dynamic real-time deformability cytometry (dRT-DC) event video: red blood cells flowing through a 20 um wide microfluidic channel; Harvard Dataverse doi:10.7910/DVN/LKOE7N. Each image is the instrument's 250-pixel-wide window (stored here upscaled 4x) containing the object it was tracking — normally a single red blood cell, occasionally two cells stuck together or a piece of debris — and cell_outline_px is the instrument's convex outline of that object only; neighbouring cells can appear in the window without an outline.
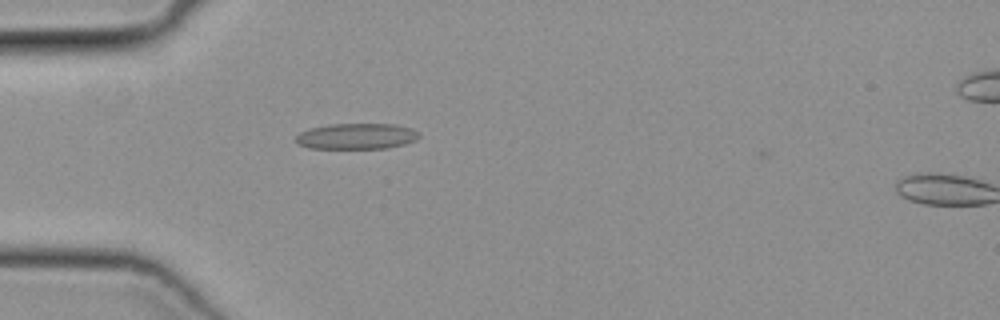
{"species": "common noctule bat (a hibernating species)", "species_latin": "Nyctalus noctula", "temperature_condition": "cold", "stored_images_in_passage": 46, "camera_frame_rate_fps": 3000, "um_per_image_px": 0.085, "animal": {"sex": "female", "body_mass_g": 19.3, "forearm_length_mm": 54.1}, "frame": {"image": 1, "passage_image": 11, "time_ms": 3.333, "image_size_px": [1000, 320], "cell_outline_px": [[420, 136], [416, 140], [404, 144], [388, 148], [308, 148], [300, 144], [296, 140], [296, 136], [300, 132], [312, 128], [328, 124], [396, 124], [412, 128]], "centroid_in_image_um": [30.33, 11.57], "position_along_channel_um": 54.7, "area_um2": 18.44}}
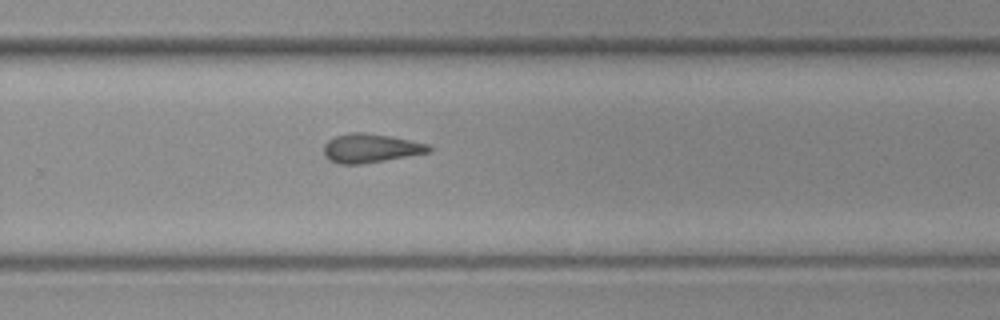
{"frame": {"image": 2, "passage_image": 29, "time_ms": 9.333, "image_size_px": [1000, 320], "cell_outline_px": [[432, 148], [428, 152], [384, 160], [360, 164], [340, 164], [324, 156], [324, 144], [328, 140], [336, 136], [348, 132], [364, 132], [392, 136], [428, 144]], "centroid_in_image_um": [31.47, 12.58], "position_along_channel_um": 298.3, "area_um2": 17.51}}
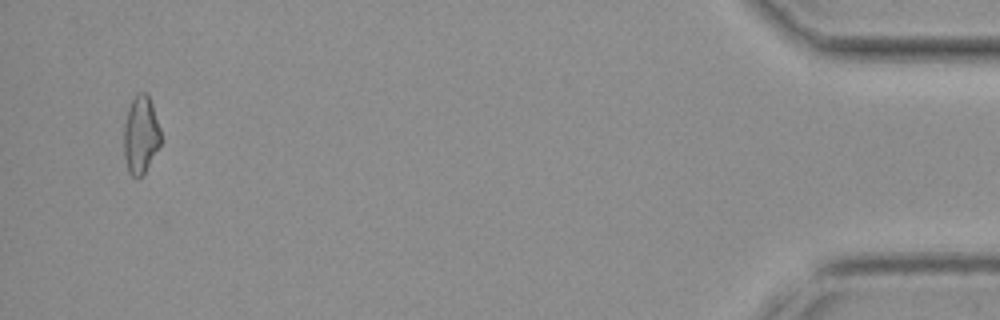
{"frame": {"image": 3, "passage_image": 44, "time_ms": 14.333, "image_size_px": [1000, 320], "cell_outline_px": [[160, 144], [144, 172], [136, 180], [128, 172], [124, 156], [124, 124], [128, 108], [136, 92], [144, 92], [148, 96], [152, 104], [160, 128]], "centroid_in_image_um": [11.94, 11.45], "position_along_channel_um": 423.3, "area_um2": 16.59}}